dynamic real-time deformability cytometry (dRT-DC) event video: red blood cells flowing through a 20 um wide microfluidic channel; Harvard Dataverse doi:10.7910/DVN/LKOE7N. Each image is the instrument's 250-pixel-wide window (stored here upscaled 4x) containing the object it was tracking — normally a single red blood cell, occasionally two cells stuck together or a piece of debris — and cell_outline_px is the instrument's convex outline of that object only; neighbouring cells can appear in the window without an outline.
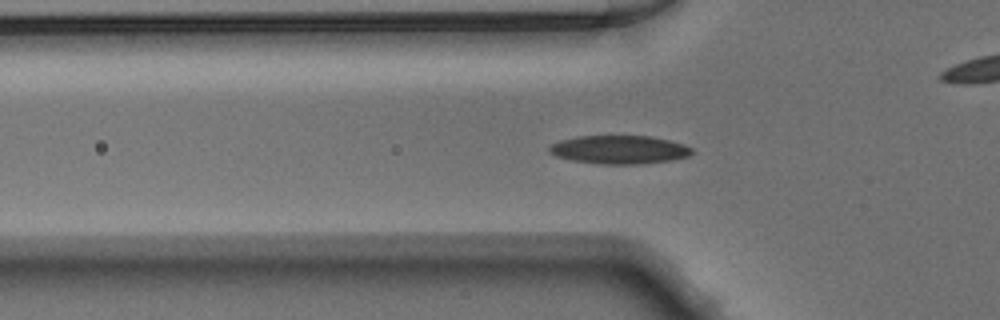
{"species": "Egyptian fruit bat (a non-hibernating species)", "species_latin": "Rousettus aegyptiacus", "temperature_condition": "warm", "stored_images_in_passage": 42, "camera_frame_rate_fps": 3000, "um_per_image_px": 0.085, "animal": {"sex": "male"}, "frame": {"image": 1, "passage_image": 8, "time_ms": 2.333, "image_size_px": [1000, 320], "cell_outline_px": [[692, 152], [688, 156], [672, 160], [640, 164], [600, 164], [572, 160], [556, 156], [548, 152], [548, 148], [552, 144], [560, 140], [576, 136], [652, 136], [684, 144], [692, 148]], "centroid_in_image_um": [52.63, 12.72], "position_along_channel_um": 73.2, "area_um2": 23.64}}
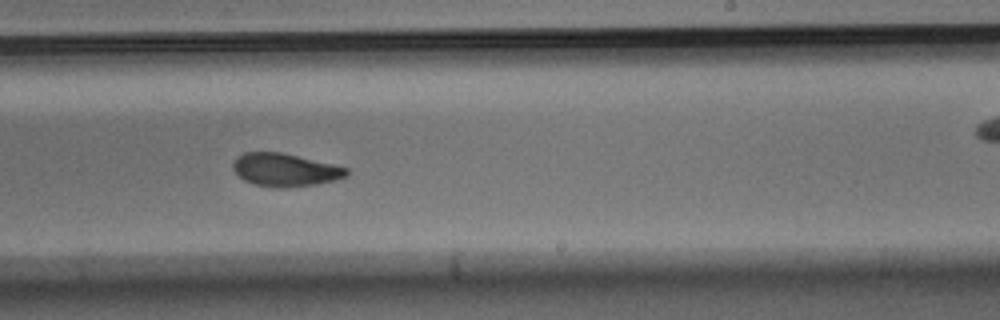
{"frame": {"image": 2, "passage_image": 22, "time_ms": 7.0, "image_size_px": [1000, 320], "cell_outline_px": [[348, 176], [316, 184], [284, 188], [276, 188], [256, 184], [244, 180], [232, 168], [232, 164], [236, 156], [244, 152], [280, 152], [332, 164], [348, 168]], "centroid_in_image_um": [24.2, 14.43], "position_along_channel_um": 264.8, "area_um2": 21.62}}
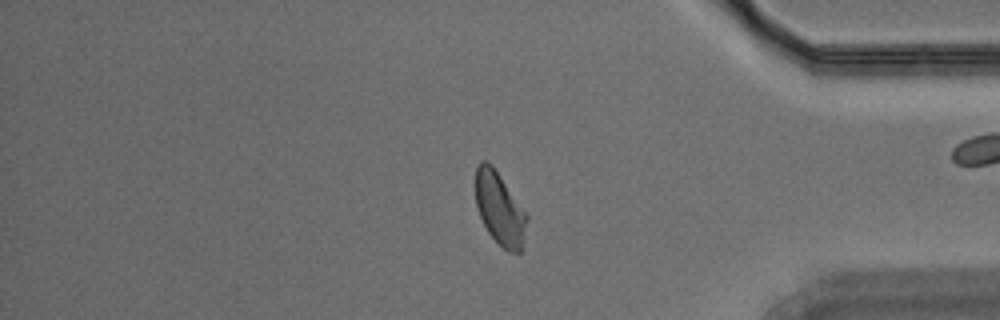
{"frame": {"image": 3, "passage_image": 33, "time_ms": 10.667, "image_size_px": [1000, 320], "cell_outline_px": [[528, 220], [520, 252], [508, 252], [488, 232], [480, 216], [476, 204], [476, 164], [480, 160], [488, 160], [492, 164], [528, 216]], "centroid_in_image_um": [42.46, 17.7], "position_along_channel_um": 392.7, "area_um2": 21.44}}